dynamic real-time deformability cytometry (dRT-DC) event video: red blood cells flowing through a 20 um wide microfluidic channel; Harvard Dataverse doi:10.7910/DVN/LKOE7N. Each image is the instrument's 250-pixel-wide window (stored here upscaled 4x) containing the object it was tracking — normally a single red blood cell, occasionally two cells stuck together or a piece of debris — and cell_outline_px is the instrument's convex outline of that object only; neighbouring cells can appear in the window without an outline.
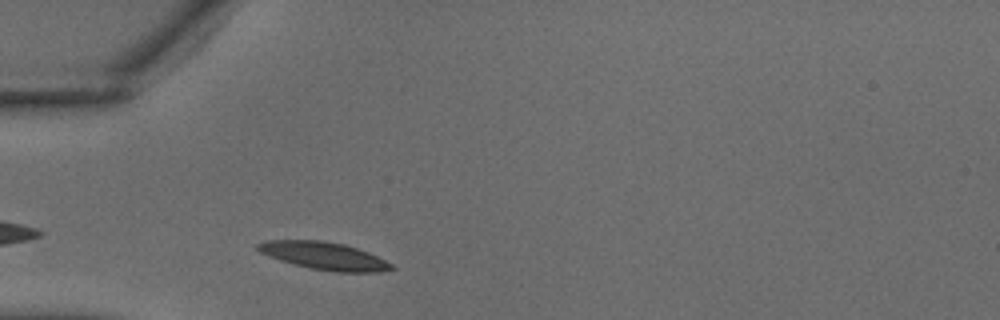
{"species": "common noctule bat (a hibernating species)", "species_latin": "Nyctalus noctula", "temperature_condition": "warm", "stored_images_in_passage": 21, "camera_frame_rate_fps": 3000, "um_per_image_px": 0.085, "animal": {"sex": "male", "body_mass_g": 18.8}, "frame": {"image": 1, "passage_image": 2, "time_ms": 0.333, "image_size_px": [1000, 320], "cell_outline_px": [[396, 268], [380, 272], [336, 272], [308, 268], [280, 260], [268, 256], [252, 248], [256, 244], [268, 240], [324, 240], [344, 244], [368, 252], [392, 264]], "centroid_in_image_um": [27.5, 21.74], "position_along_channel_um": 57.5, "area_um2": 21.62}}
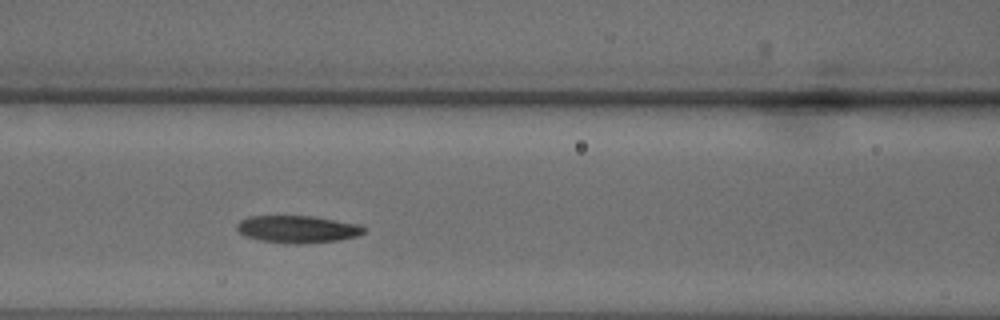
{"frame": {"image": 2, "passage_image": 7, "time_ms": 2.0, "image_size_px": [1000, 320], "cell_outline_px": [[368, 228], [364, 232], [356, 236], [340, 240], [304, 244], [288, 244], [260, 240], [244, 236], [236, 228], [236, 224], [240, 220], [248, 216], [312, 216], [360, 224]], "centroid_in_image_um": [25.3, 19.48], "position_along_channel_um": 141.3, "area_um2": 20.46}}
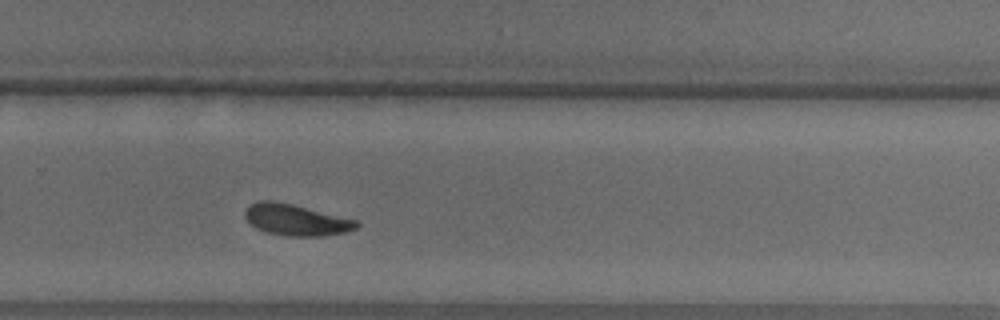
{"frame": {"image": 3, "passage_image": 16, "time_ms": 5.0, "image_size_px": [1000, 320], "cell_outline_px": [[360, 224], [356, 228], [344, 232], [324, 236], [288, 236], [268, 232], [256, 228], [244, 216], [244, 208], [248, 204], [256, 200], [272, 200], [292, 204], [356, 220]], "centroid_in_image_um": [25.1, 18.67], "position_along_channel_um": 304.7, "area_um2": 20.29}}